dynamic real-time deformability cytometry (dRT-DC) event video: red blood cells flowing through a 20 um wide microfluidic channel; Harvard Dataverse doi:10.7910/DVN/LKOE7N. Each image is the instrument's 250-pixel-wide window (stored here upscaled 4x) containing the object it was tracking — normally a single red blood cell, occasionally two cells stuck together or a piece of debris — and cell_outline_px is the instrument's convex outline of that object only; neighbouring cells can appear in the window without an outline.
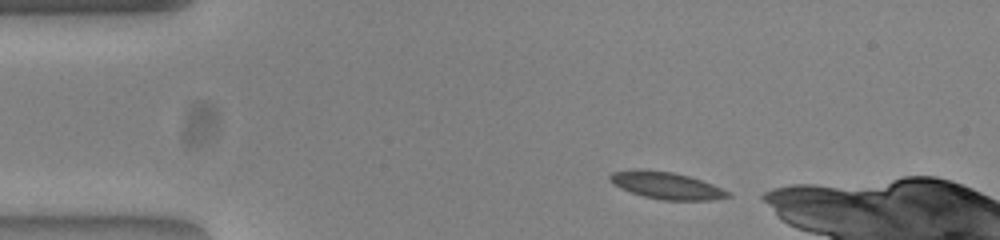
{"species": "common noctule bat (a hibernating species)", "species_latin": "Nyctalus noctula", "temperature_condition": "warm", "stored_images_in_passage": 46, "camera_frame_rate_fps": 3000, "um_per_image_px": 0.085, "animal": {"sex": "female", "body_mass_g": 23.0, "forearm_length_mm": 53.4}, "frame": {"image": 1, "passage_image": 1, "time_ms": 0.0, "image_size_px": [1000, 240], "cell_outline_px": [[732, 196], [712, 200], [664, 200], [644, 196], [632, 192], [612, 184], [608, 180], [608, 176], [612, 172], [632, 168], [640, 168], [672, 172], [688, 176], [712, 184], [732, 192]], "centroid_in_image_um": [56.62, 15.75], "position_along_channel_um": 28.4, "area_um2": 18.73}}
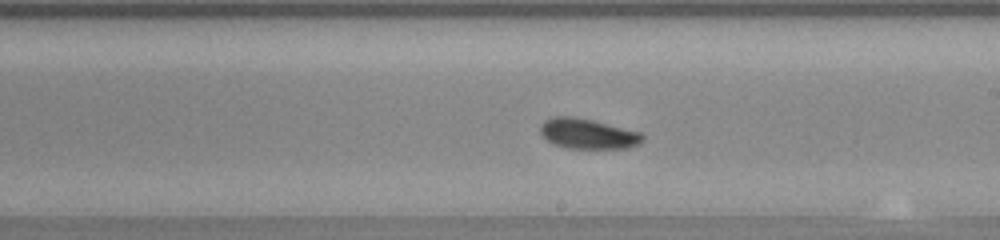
{"frame": {"image": 2, "passage_image": 22, "time_ms": 7.0, "image_size_px": [1000, 240], "cell_outline_px": [[644, 140], [640, 144], [628, 148], [568, 148], [552, 144], [540, 132], [540, 124], [544, 120], [552, 116], [572, 116], [592, 120], [640, 132], [644, 136]], "centroid_in_image_um": [49.95, 11.36], "position_along_channel_um": 239.0, "area_um2": 18.03}}
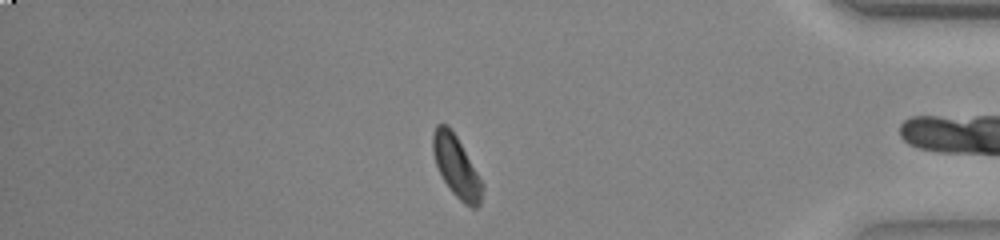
{"frame": {"image": 3, "passage_image": 37, "time_ms": 12.0, "image_size_px": [1000, 240], "cell_outline_px": [[484, 188], [480, 204], [476, 208], [472, 208], [464, 204], [452, 192], [444, 180], [436, 164], [432, 152], [432, 136], [436, 124], [448, 124], [456, 136], [484, 184]], "centroid_in_image_um": [38.8, 14.17], "position_along_channel_um": 396.4, "area_um2": 17.57}}